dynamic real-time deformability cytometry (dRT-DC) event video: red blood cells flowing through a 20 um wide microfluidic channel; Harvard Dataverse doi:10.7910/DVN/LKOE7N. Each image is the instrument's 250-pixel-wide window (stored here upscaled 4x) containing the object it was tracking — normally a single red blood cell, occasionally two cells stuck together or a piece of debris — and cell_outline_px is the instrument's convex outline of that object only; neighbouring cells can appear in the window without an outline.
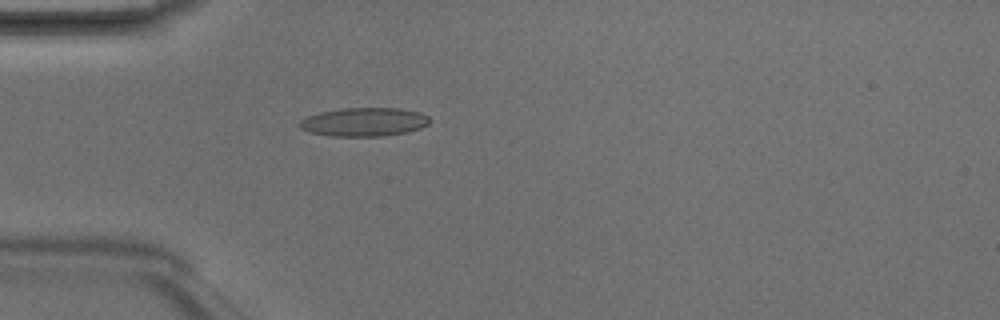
{"species": "Egyptian fruit bat (a non-hibernating species)", "species_latin": "Rousettus aegyptiacus", "temperature_condition": "room temperature", "stored_images_in_passage": 4, "camera_frame_rate_fps": 3000, "um_per_image_px": 0.085, "animal": {"sex": "male"}, "frame": {"image": 1, "passage_image": 4, "time_ms": 1.0, "image_size_px": [1000, 320], "cell_outline_px": [[432, 120], [428, 124], [420, 128], [408, 132], [384, 136], [332, 136], [308, 132], [300, 128], [296, 124], [300, 120], [308, 116], [320, 112], [344, 108], [400, 108], [420, 112], [428, 116]], "centroid_in_image_um": [30.95, 10.37], "position_along_channel_um": 54.1, "area_um2": 21.91}}